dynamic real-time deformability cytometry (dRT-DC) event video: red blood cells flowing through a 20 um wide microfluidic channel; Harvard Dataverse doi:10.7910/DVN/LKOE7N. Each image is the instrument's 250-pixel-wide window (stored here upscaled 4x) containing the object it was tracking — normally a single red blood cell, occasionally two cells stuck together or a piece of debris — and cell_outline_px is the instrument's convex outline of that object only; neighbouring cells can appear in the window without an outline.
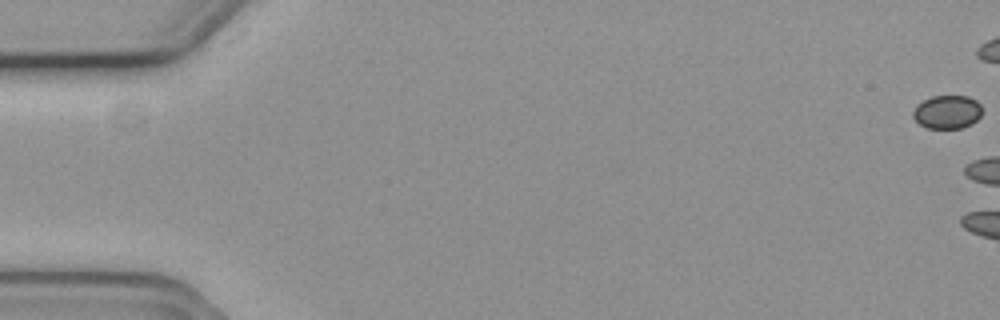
{"species": "common noctule bat (a hibernating species)", "species_latin": "Nyctalus noctula", "temperature_condition": "cold", "stored_images_in_passage": 9, "camera_frame_rate_fps": 3000, "um_per_image_px": 0.085, "animal": {"sex": "female", "body_mass_g": 19.3, "forearm_length_mm": 54.1}, "frame": {"image": 1, "passage_image": 1, "time_ms": 0.0, "image_size_px": [1000, 320], "cell_outline_px": [[980, 116], [972, 124], [964, 128], [928, 128], [920, 124], [912, 116], [912, 112], [924, 100], [932, 96], [968, 96], [976, 100], [980, 104]], "centroid_in_image_um": [80.53, 9.52], "position_along_channel_um": 4.5, "area_um2": 13.29}}